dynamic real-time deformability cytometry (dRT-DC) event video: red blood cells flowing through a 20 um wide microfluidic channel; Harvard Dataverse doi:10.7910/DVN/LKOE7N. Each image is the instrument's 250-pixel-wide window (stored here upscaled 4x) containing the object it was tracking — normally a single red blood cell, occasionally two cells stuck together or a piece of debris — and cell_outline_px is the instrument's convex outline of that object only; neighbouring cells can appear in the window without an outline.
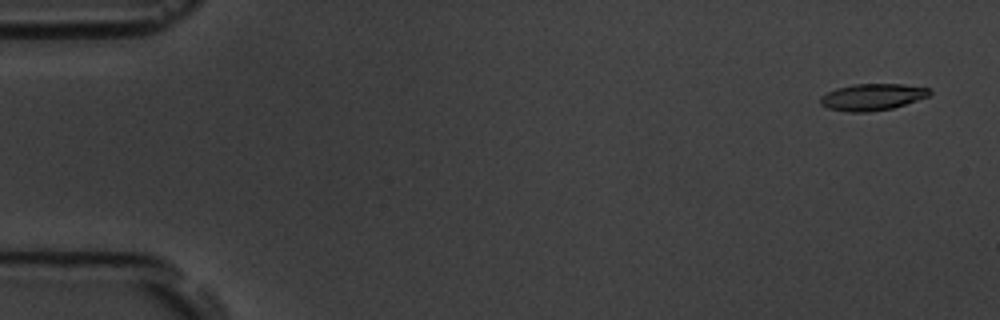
{"species": "common noctule bat (a hibernating species)", "species_latin": "Nyctalus noctula", "temperature_condition": "room temperature", "stored_images_in_passage": 54, "camera_frame_rate_fps": 3000, "um_per_image_px": 0.085, "animal": {"sex": "male", "body_mass_g": 19.5, "forearm_length_mm": 54.6}, "frame": {"image": 1, "passage_image": 2, "time_ms": 0.333, "image_size_px": [1000, 320], "cell_outline_px": [[932, 92], [928, 96], [892, 108], [868, 112], [848, 112], [828, 108], [820, 104], [820, 96], [836, 88], [852, 84], [904, 84], [932, 88]], "centroid_in_image_um": [74.14, 8.23], "position_along_channel_um": 10.9, "area_um2": 16.99}}
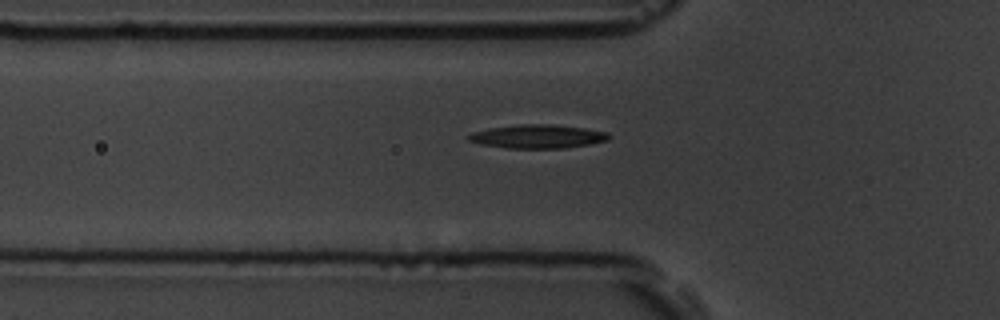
{"frame": {"image": 2, "passage_image": 18, "time_ms": 5.667, "image_size_px": [1000, 320], "cell_outline_px": [[612, 136], [608, 140], [592, 144], [564, 148], [508, 148], [480, 144], [468, 140], [468, 136], [472, 132], [488, 128], [516, 124], [552, 124], [584, 128], [608, 132]], "centroid_in_image_um": [45.72, 11.59], "position_along_channel_um": 80.1, "area_um2": 19.48}}
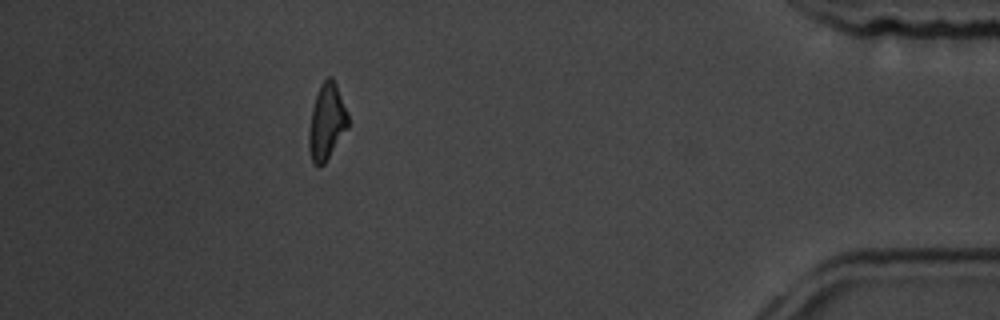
{"frame": {"image": 3, "passage_image": 48, "time_ms": 15.667, "image_size_px": [1000, 320], "cell_outline_px": [[348, 128], [324, 164], [320, 168], [312, 160], [308, 148], [308, 132], [312, 108], [320, 84], [328, 76], [332, 76], [336, 84], [348, 112]], "centroid_in_image_um": [27.77, 10.35], "position_along_channel_um": 407.4, "area_um2": 17.4}, "authors_computed_cell_mechanics": {"area_um2": 18.1203, "velocity_mm_per_s": 3.7928, "shape_relaxation_time_tau1_ms": 7.3773, "shape_relaxation_time_tau2_ms": null, "deformation_change_tau1": 0.1979, "deformation_change_tau2": null}}